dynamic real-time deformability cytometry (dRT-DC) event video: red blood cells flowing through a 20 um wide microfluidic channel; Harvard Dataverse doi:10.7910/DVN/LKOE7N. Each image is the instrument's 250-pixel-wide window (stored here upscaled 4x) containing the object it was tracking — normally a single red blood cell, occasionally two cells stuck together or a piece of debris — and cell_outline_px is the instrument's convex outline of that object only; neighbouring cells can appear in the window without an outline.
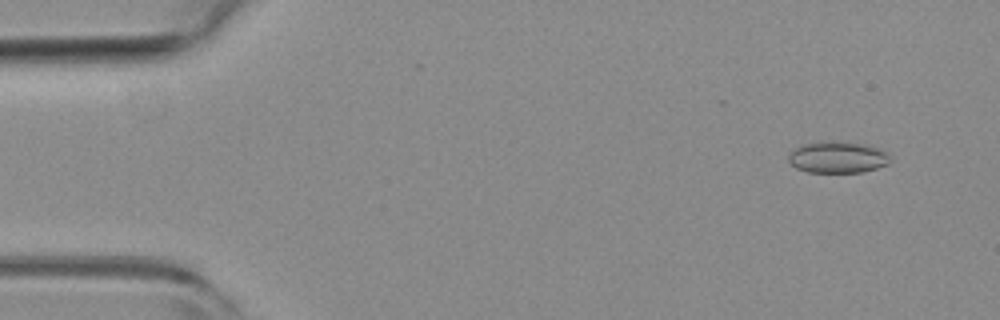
{"species": "common noctule bat (a hibernating species)", "species_latin": "Nyctalus noctula", "temperature_condition": "room temperature", "stored_images_in_passage": 4, "camera_frame_rate_fps": 3000, "um_per_image_px": 0.085, "animal": {"sex": "female", "body_mass_g": 19.3, "forearm_length_mm": 54.1}, "frame": {"image": 1, "passage_image": 1, "time_ms": 0.0, "image_size_px": [1000, 320], "cell_outline_px": [[892, 156], [888, 164], [876, 168], [860, 172], [808, 172], [796, 168], [788, 160], [788, 156], [800, 144], [868, 144]], "centroid_in_image_um": [71.22, 13.42], "position_along_channel_um": 13.8, "area_um2": 17.74}}
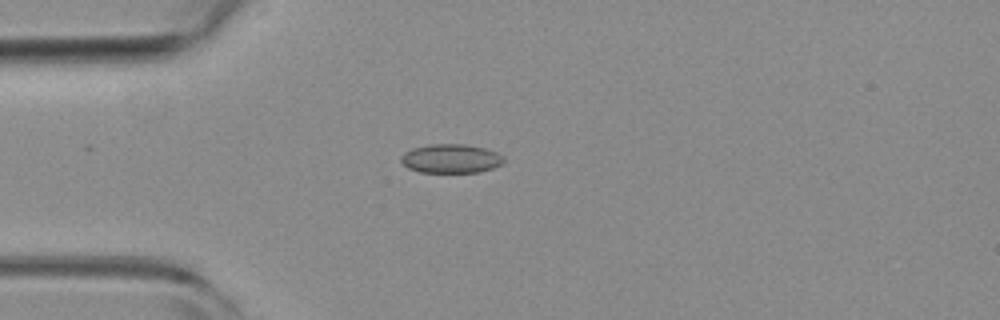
{"frame": {"image": 2, "passage_image": 3, "time_ms": 0.667, "image_size_px": [1000, 320], "cell_outline_px": [[504, 164], [480, 172], [420, 172], [408, 168], [400, 160], [400, 156], [404, 152], [412, 148], [428, 144], [464, 144], [488, 148], [504, 156]], "centroid_in_image_um": [38.35, 13.47], "position_along_channel_um": 46.7, "area_um2": 17.57}}